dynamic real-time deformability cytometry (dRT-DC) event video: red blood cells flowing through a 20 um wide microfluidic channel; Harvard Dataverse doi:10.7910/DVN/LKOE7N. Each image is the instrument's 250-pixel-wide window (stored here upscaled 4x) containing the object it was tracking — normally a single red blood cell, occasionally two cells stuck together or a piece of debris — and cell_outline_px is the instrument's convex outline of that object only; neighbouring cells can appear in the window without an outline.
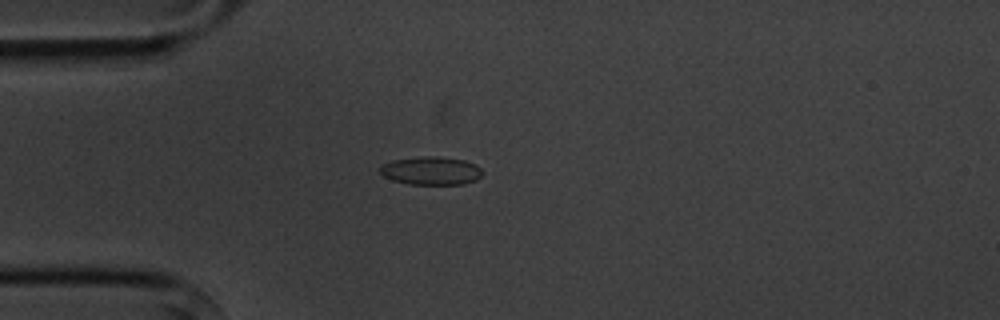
{"species": "common noctule bat (a hibernating species)", "species_latin": "Nyctalus noctula", "temperature_condition": "cold", "stored_images_in_passage": 2, "camera_frame_rate_fps": 3000, "um_per_image_px": 0.085, "animal": {"sex": "male", "body_mass_g": 20.1, "forearm_length_mm": 53.5}, "frame": {"image": 1, "passage_image": 2, "time_ms": 1.333, "image_size_px": [1000, 320], "cell_outline_px": [[484, 172], [476, 180], [464, 184], [408, 184], [392, 180], [384, 176], [380, 172], [380, 164], [392, 160], [424, 156], [436, 156], [464, 160], [476, 164]], "centroid_in_image_um": [36.64, 14.51], "position_along_channel_um": 48.4, "area_um2": 16.94}}